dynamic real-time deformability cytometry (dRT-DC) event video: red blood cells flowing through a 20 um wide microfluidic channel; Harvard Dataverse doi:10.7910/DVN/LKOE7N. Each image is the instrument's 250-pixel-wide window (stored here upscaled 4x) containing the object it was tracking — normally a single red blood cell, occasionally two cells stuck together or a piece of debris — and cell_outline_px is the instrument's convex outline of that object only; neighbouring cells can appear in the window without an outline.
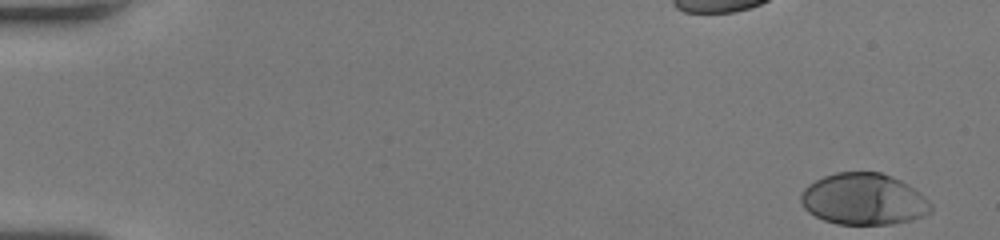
{"species": "human", "species_latin": "Homo sapiens", "temperature_condition": "room temperature", "stored_images_in_passage": 12, "camera_frame_rate_fps": 3000, "um_per_image_px": 0.085, "donor": {"sex": "female"}, "frame": {"image": 1, "passage_image": 1, "time_ms": 0.0, "image_size_px": [1000, 240], "cell_outline_px": [[932, 212], [924, 216], [912, 220], [892, 224], [836, 224], [824, 220], [808, 212], [804, 208], [800, 200], [800, 196], [804, 188], [808, 184], [824, 176], [836, 172], [880, 172], [900, 180], [908, 184], [920, 192], [932, 204]], "centroid_in_image_um": [73.43, 16.93], "position_along_channel_um": 11.6, "area_um2": 39.25}}